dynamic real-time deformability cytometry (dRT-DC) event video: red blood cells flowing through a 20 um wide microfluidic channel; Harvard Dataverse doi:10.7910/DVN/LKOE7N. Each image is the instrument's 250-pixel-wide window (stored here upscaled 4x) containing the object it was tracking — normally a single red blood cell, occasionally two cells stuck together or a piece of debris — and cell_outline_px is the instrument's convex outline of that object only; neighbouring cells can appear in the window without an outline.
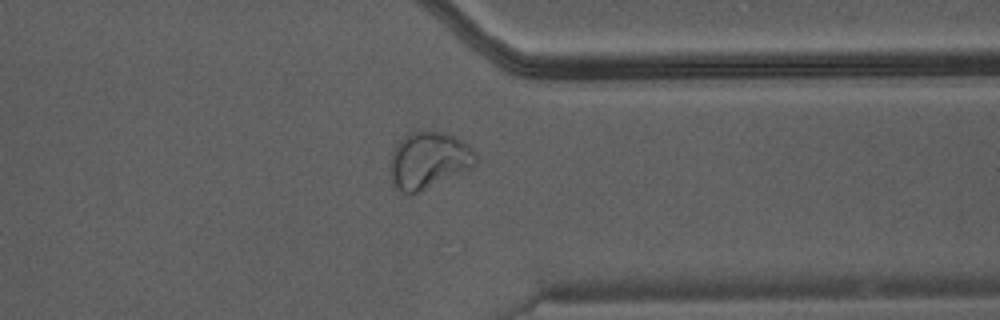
{"species": "Egyptian fruit bat (a non-hibernating species)", "species_latin": "Rousettus aegyptiacus", "temperature_condition": "warm", "stored_images_in_passage": 34, "camera_frame_rate_fps": 3000, "um_per_image_px": 0.085, "animal": {"sex": "male"}, "frame": {"image": 1, "passage_image": 29, "time_ms": 9.333, "image_size_px": [1000, 320], "cell_outline_px": [[480, 160], [468, 172], [412, 196], [404, 196], [392, 184], [392, 152], [396, 144], [404, 136], [412, 132], [424, 128], [444, 132], [464, 140], [476, 152]], "centroid_in_image_um": [36.51, 13.65], "position_along_channel_um": 374.9, "area_um2": 29.65}}